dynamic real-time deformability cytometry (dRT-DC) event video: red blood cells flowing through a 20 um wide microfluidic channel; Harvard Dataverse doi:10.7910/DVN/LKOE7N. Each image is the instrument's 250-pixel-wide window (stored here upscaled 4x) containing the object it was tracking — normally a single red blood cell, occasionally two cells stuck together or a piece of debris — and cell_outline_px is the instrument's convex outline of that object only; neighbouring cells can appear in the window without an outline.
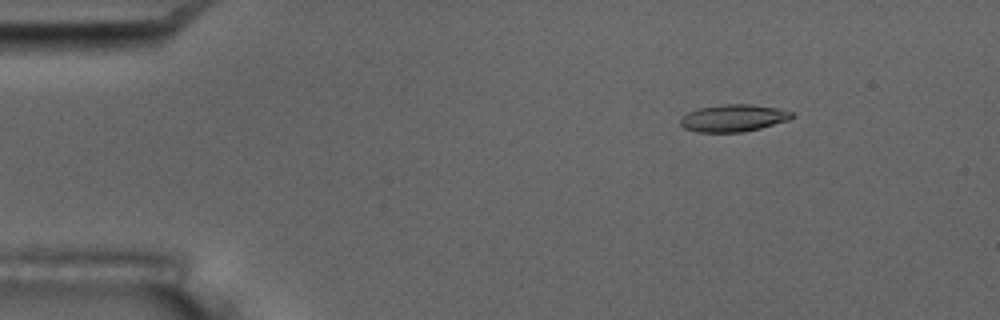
{"species": "common noctule bat (a hibernating species)", "species_latin": "Nyctalus noctula", "temperature_condition": "room temperature", "stored_images_in_passage": 4, "camera_frame_rate_fps": 3000, "um_per_image_px": 0.085, "animal": {"sex": "male", "body_mass_g": 17.5, "forearm_length_mm": 52.3}, "frame": {"image": 1, "passage_image": 1, "time_ms": 0.0, "image_size_px": [1000, 320], "cell_outline_px": [[796, 116], [788, 120], [760, 128], [744, 132], [696, 132], [684, 128], [680, 124], [680, 120], [688, 112], [696, 108], [724, 104], [752, 104], [780, 108], [792, 112]], "centroid_in_image_um": [62.35, 10.03], "position_along_channel_um": 22.6, "area_um2": 17.8}}